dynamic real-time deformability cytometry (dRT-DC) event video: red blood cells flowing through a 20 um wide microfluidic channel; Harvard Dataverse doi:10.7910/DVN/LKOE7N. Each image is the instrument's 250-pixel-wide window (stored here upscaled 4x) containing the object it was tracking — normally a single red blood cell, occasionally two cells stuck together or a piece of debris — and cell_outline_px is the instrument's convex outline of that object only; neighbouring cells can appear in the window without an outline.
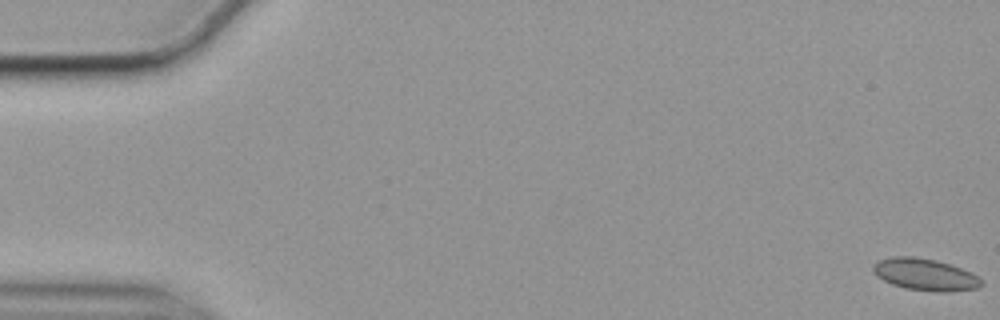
{"species": "common noctule bat (a hibernating species)", "species_latin": "Nyctalus noctula", "temperature_condition": "cold", "stored_images_in_passage": 57, "camera_frame_rate_fps": 3000, "um_per_image_px": 0.085, "animal": {"sex": "female", "body_mass_g": 19.9}, "frame": {"image": 1, "passage_image": 1, "time_ms": 0.0, "image_size_px": [1000, 320], "cell_outline_px": [[984, 284], [980, 288], [948, 292], [940, 292], [904, 288], [892, 284], [876, 276], [872, 272], [872, 264], [880, 260], [892, 256], [912, 256], [936, 260], [972, 272]], "centroid_in_image_um": [78.61, 23.34], "position_along_channel_um": 6.4, "area_um2": 20.17}}
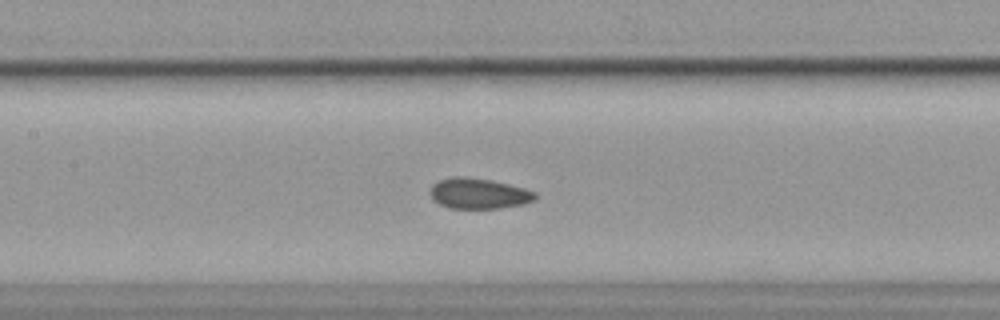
{"frame": {"image": 2, "passage_image": 27, "time_ms": 8.667, "image_size_px": [1000, 320], "cell_outline_px": [[536, 200], [524, 204], [500, 208], [448, 208], [432, 200], [428, 192], [432, 184], [440, 180], [456, 176], [464, 176], [492, 180], [524, 188], [536, 192]], "centroid_in_image_um": [40.67, 16.45], "position_along_channel_um": 166.7, "area_um2": 18.9}}
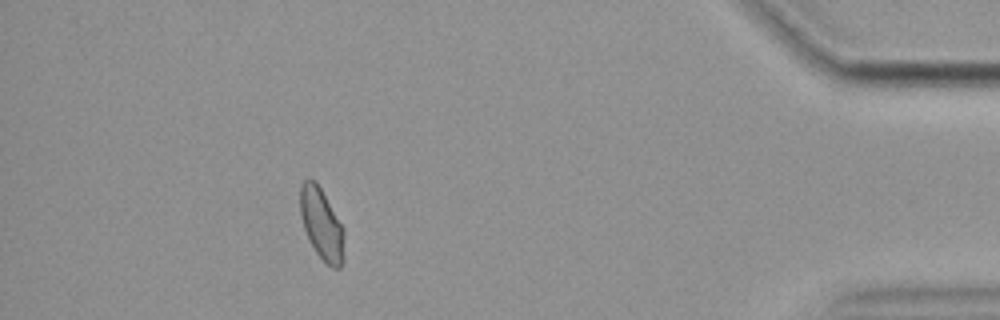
{"frame": {"image": 3, "passage_image": 52, "time_ms": 17.0, "image_size_px": [1000, 320], "cell_outline_px": [[344, 260], [340, 268], [332, 268], [316, 252], [304, 228], [300, 216], [300, 184], [308, 176], [316, 180], [344, 228]], "centroid_in_image_um": [27.34, 19.0], "position_along_channel_um": 407.9, "area_um2": 18.44}, "authors_computed_cell_mechanics": {"area_um2": 18.6694, "velocity_mm_per_s": 3.5257, "shape_relaxation_time_tau1_ms": null, "shape_relaxation_time_tau2_ms": 1.9872, "deformation_change_tau1": null, "deformation_change_tau2": 0.0653}}